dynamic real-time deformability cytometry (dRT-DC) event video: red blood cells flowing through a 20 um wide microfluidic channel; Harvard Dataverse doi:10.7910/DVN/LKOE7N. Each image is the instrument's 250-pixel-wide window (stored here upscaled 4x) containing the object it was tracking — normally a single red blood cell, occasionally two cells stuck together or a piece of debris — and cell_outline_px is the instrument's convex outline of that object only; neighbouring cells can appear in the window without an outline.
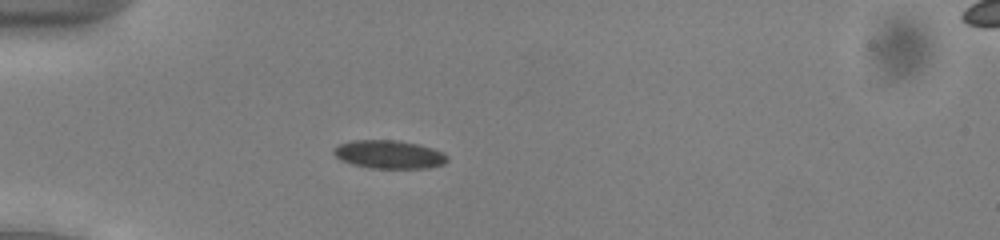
{"species": "common noctule bat (a hibernating species)", "species_latin": "Nyctalus noctula", "temperature_condition": "cold", "stored_images_in_passage": 53, "camera_frame_rate_fps": 3000, "um_per_image_px": 0.085, "animal": {"sex": "male", "body_mass_g": 13.0, "forearm_length_mm": 53.1}, "frame": {"image": 1, "passage_image": 16, "time_ms": 5.0, "image_size_px": [1000, 240], "cell_outline_px": [[448, 160], [444, 164], [428, 168], [372, 168], [352, 164], [340, 160], [332, 152], [332, 148], [340, 144], [352, 140], [396, 140], [420, 144], [444, 152], [448, 156]], "centroid_in_image_um": [33.08, 13.12], "position_along_channel_um": 51.9, "area_um2": 18.9}}
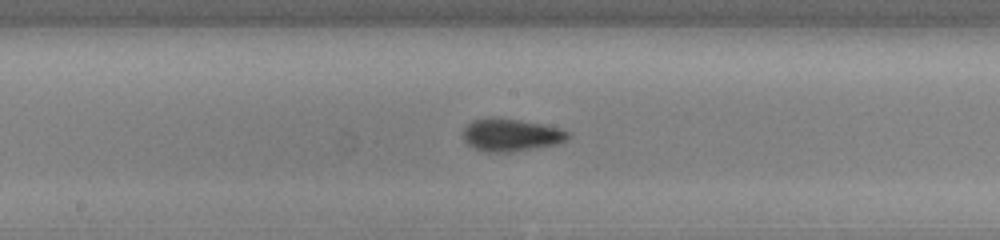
{"frame": {"image": 2, "passage_image": 29, "time_ms": 9.333, "image_size_px": [1000, 240], "cell_outline_px": [[572, 136], [568, 140], [560, 144], [512, 152], [484, 152], [472, 148], [464, 140], [464, 128], [472, 120], [492, 116], [496, 116], [544, 124], [560, 128], [568, 132]], "centroid_in_image_um": [43.46, 11.47], "position_along_channel_um": 204.7, "area_um2": 20.46}}
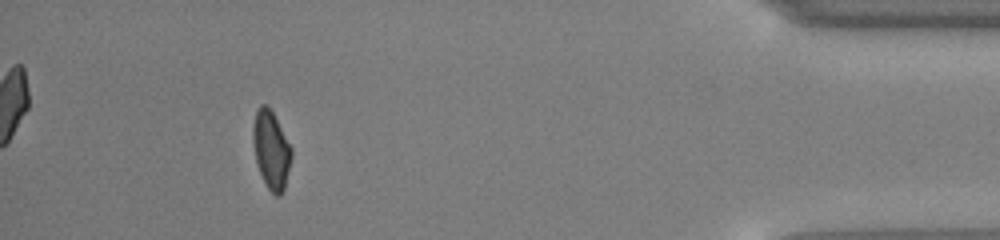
{"frame": {"image": 3, "passage_image": 49, "time_ms": 16.0, "image_size_px": [1000, 240], "cell_outline_px": [[292, 156], [284, 188], [280, 196], [276, 196], [268, 188], [260, 172], [256, 160], [252, 140], [252, 128], [256, 108], [260, 104], [264, 104], [272, 112], [292, 148]], "centroid_in_image_um": [23.04, 12.72], "position_along_channel_um": 412.2, "area_um2": 17.28}, "authors_computed_cell_mechanics": {"area_um2": 18.5538, "velocity_mm_per_s": 3.9102, "shape_relaxation_time_tau1_ms": 2.1423, "shape_relaxation_time_tau2_ms": 0.9967, "deformation_change_tau1": 0.1058, "deformation_change_tau2": 0.0635}}